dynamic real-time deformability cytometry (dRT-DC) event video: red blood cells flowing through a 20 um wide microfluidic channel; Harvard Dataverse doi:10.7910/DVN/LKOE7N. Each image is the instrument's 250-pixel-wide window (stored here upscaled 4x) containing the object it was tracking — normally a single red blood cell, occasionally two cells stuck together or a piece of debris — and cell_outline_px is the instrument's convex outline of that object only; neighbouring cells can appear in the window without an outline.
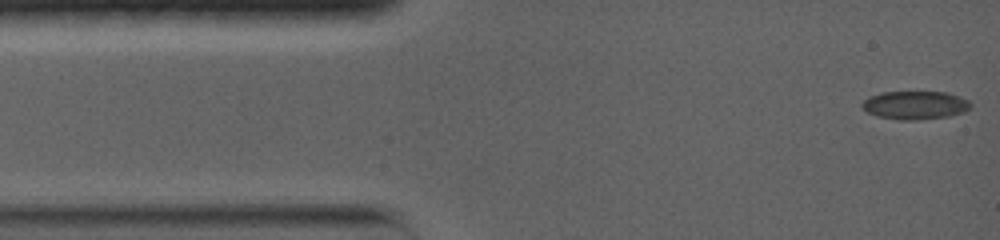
{"species": "common noctule bat (a hibernating species)", "species_latin": "Nyctalus noctula", "temperature_condition": "warm", "stored_images_in_passage": 46, "camera_frame_rate_fps": 5000, "um_per_image_px": 0.085, "animal": {"sex": "female", "body_mass_g": 19.0, "forearm_length_mm": 56.7}, "frame": {"image": 1, "passage_image": 1, "time_ms": 0.0, "image_size_px": [1000, 240], "cell_outline_px": [[972, 104], [964, 112], [948, 116], [916, 120], [900, 120], [876, 116], [868, 112], [860, 104], [868, 96], [880, 92], [948, 92], [960, 96], [968, 100]], "centroid_in_image_um": [77.77, 8.93], "position_along_channel_um": 7.2, "area_um2": 17.98}}
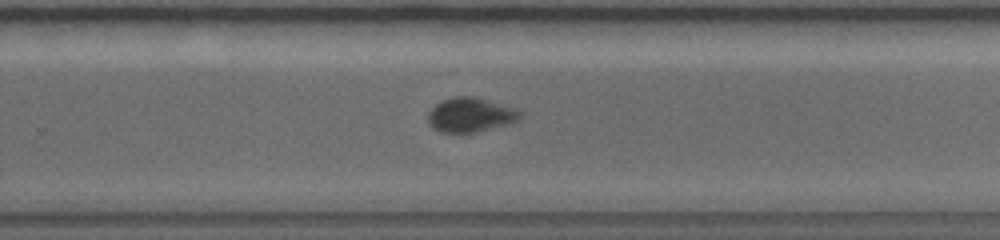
{"frame": {"image": 2, "passage_image": 22, "time_ms": 9.4, "image_size_px": [1000, 240], "cell_outline_px": [[520, 116], [516, 120], [508, 124], [476, 132], [440, 132], [432, 128], [428, 120], [428, 112], [440, 100], [452, 96], [472, 96], [512, 108], [520, 112]], "centroid_in_image_um": [39.9, 9.76], "position_along_channel_um": 289.9, "area_um2": 18.09}}
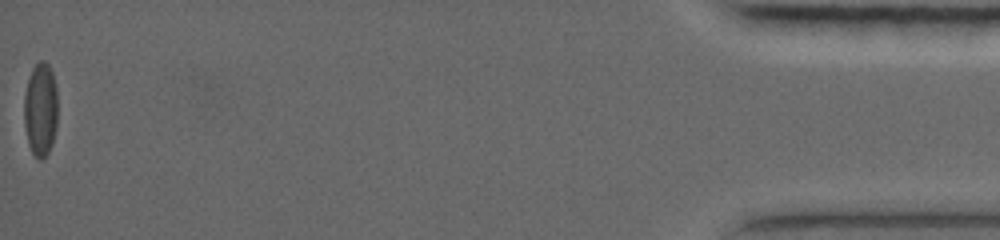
{"frame": {"image": 3, "passage_image": 46, "time_ms": 16.8, "image_size_px": [1000, 240], "cell_outline_px": [[56, 128], [52, 144], [48, 152], [40, 160], [32, 152], [28, 144], [24, 124], [24, 96], [28, 80], [32, 68], [40, 60], [44, 60], [48, 64], [52, 72], [56, 88]], "centroid_in_image_um": [3.43, 9.29], "position_along_channel_um": 431.8, "area_um2": 18.21}, "authors_computed_cell_mechanics": {"area_um2": 17.9469, "velocity_mm_per_s": 3.799, "shape_relaxation_time_tau1_ms": 7.8261, "shape_relaxation_time_tau2_ms": 1.1804, "deformation_change_tau1": 0.1913, "deformation_change_tau2": 0.0485}}